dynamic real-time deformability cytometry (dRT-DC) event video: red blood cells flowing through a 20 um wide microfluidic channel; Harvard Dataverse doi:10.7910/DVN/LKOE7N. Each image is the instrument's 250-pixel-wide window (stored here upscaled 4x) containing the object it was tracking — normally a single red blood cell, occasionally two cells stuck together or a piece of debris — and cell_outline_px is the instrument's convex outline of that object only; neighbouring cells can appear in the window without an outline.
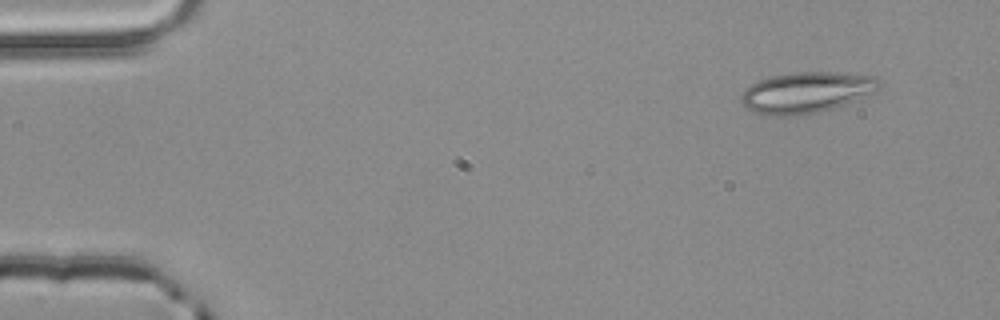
{"species": "common noctule bat (a hibernating species)", "species_latin": "Nyctalus noctula", "temperature_condition": "room temperature", "stored_images_in_passage": 3, "camera_frame_rate_fps": 3000, "um_per_image_px": 0.085, "animal": {"sex": "male", "body_mass_g": 20.4}, "frame": {"image": 1, "passage_image": 1, "time_ms": 0.0, "image_size_px": [1000, 320], "cell_outline_px": [[884, 84], [876, 92], [832, 108], [816, 112], [792, 116], [772, 116], [756, 112], [744, 108], [740, 100], [740, 96], [744, 88], [768, 76], [792, 72], [832, 72], [876, 76]], "centroid_in_image_um": [68.53, 7.84], "position_along_channel_um": 16.5, "area_um2": 33.18}}